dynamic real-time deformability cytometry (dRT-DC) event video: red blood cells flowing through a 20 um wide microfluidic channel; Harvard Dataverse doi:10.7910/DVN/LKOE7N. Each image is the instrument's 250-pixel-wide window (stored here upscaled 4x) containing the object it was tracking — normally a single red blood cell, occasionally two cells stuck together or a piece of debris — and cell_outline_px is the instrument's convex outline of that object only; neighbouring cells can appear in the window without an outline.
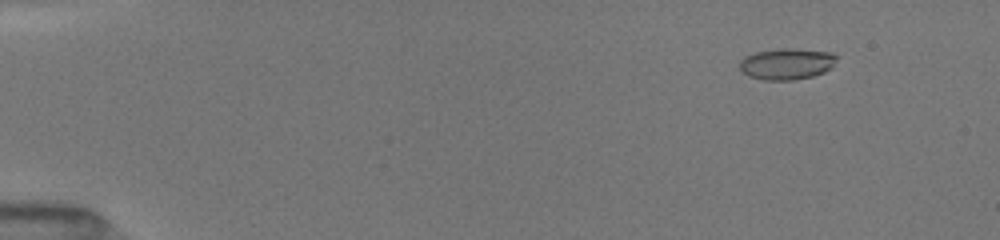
{"species": "common noctule bat (a hibernating species)", "species_latin": "Nyctalus noctula", "temperature_condition": "room temperature", "stored_images_in_passage": 52, "camera_frame_rate_fps": 3000, "um_per_image_px": 0.085, "animal": {"sex": "female", "body_mass_g": 19.5, "forearm_length_mm": 54.1}, "frame": {"image": 1, "passage_image": 6, "time_ms": 1.667, "image_size_px": [1000, 240], "cell_outline_px": [[836, 60], [832, 68], [824, 72], [812, 76], [792, 80], [764, 80], [748, 76], [740, 68], [740, 60], [744, 56], [756, 52], [780, 48], [792, 48], [832, 52], [836, 56]], "centroid_in_image_um": [66.88, 5.42], "position_along_channel_um": 18.1, "area_um2": 17.74}}
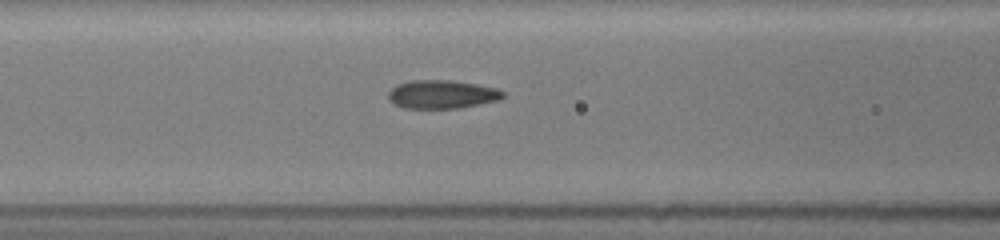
{"frame": {"image": 2, "passage_image": 23, "time_ms": 7.333, "image_size_px": [1000, 240], "cell_outline_px": [[504, 96], [500, 100], [460, 108], [404, 108], [388, 100], [388, 92], [396, 84], [412, 80], [452, 80], [476, 84], [496, 88], [504, 92]], "centroid_in_image_um": [37.56, 8.01], "position_along_channel_um": 129.0, "area_um2": 19.07}}
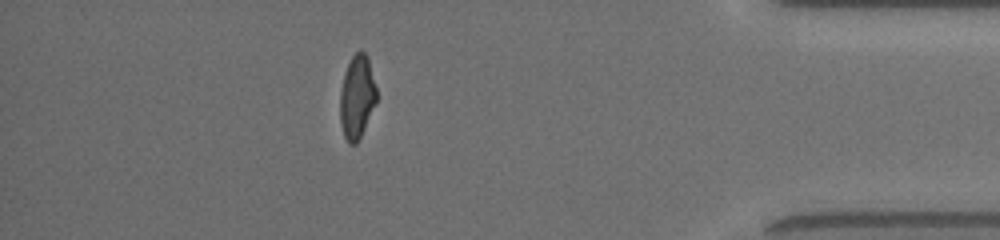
{"frame": {"image": 3, "passage_image": 46, "time_ms": 15.0, "image_size_px": [1000, 240], "cell_outline_px": [[376, 100], [364, 128], [356, 144], [348, 144], [344, 136], [340, 124], [340, 92], [344, 72], [352, 56], [360, 48], [368, 56], [376, 88]], "centroid_in_image_um": [30.32, 8.21], "position_along_channel_um": 404.9, "area_um2": 17.63}, "authors_computed_cell_mechanics": {"area_um2": 18.3226, "velocity_mm_per_s": 4.0751, "shape_relaxation_time_tau1_ms": 4.6557, "shape_relaxation_time_tau2_ms": 1.0679, "deformation_change_tau1": 0.1565, "deformation_change_tau2": 0.0666}}